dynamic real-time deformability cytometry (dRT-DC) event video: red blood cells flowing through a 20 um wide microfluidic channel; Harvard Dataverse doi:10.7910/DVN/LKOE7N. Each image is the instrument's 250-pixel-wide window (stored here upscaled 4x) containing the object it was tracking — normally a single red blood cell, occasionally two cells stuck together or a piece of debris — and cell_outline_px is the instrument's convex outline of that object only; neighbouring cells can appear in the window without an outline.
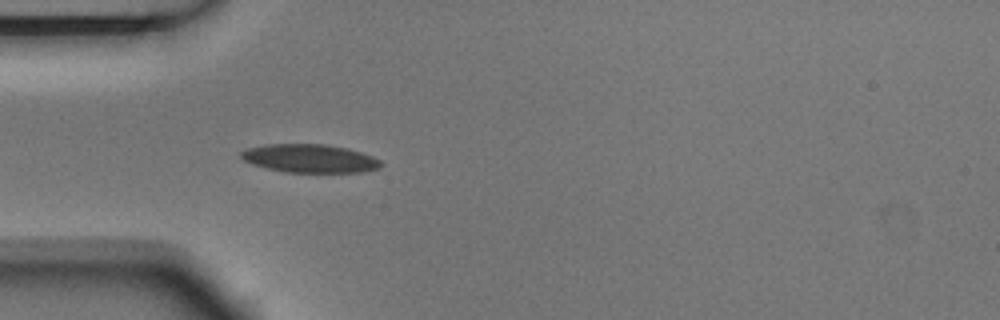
{"species": "Egyptian fruit bat (a non-hibernating species)", "species_latin": "Rousettus aegyptiacus", "temperature_condition": "room temperature", "stored_images_in_passage": 5, "camera_frame_rate_fps": 3000, "um_per_image_px": 0.085, "animal": {"sex": "male"}, "frame": {"image": 1, "passage_image": 5, "time_ms": 1.333, "image_size_px": [1000, 320], "cell_outline_px": [[384, 164], [380, 168], [364, 172], [284, 172], [252, 164], [244, 160], [240, 156], [240, 152], [248, 148], [264, 144], [324, 144], [348, 148], [372, 156], [380, 160]], "centroid_in_image_um": [26.35, 13.46], "position_along_channel_um": 58.6, "area_um2": 23.18}}